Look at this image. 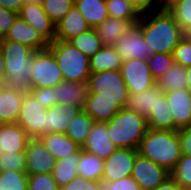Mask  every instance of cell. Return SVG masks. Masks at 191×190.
I'll return each instance as SVG.
<instances>
[{
  "instance_id": "obj_43",
  "label": "cell",
  "mask_w": 191,
  "mask_h": 190,
  "mask_svg": "<svg viewBox=\"0 0 191 190\" xmlns=\"http://www.w3.org/2000/svg\"><path fill=\"white\" fill-rule=\"evenodd\" d=\"M98 184L100 190H142L140 185L131 176L123 177L117 181L101 178Z\"/></svg>"
},
{
  "instance_id": "obj_20",
  "label": "cell",
  "mask_w": 191,
  "mask_h": 190,
  "mask_svg": "<svg viewBox=\"0 0 191 190\" xmlns=\"http://www.w3.org/2000/svg\"><path fill=\"white\" fill-rule=\"evenodd\" d=\"M90 28L85 17L73 5L63 19L55 25V40L69 41Z\"/></svg>"
},
{
  "instance_id": "obj_1",
  "label": "cell",
  "mask_w": 191,
  "mask_h": 190,
  "mask_svg": "<svg viewBox=\"0 0 191 190\" xmlns=\"http://www.w3.org/2000/svg\"><path fill=\"white\" fill-rule=\"evenodd\" d=\"M137 25L148 46L154 49L155 53L172 54L185 36L168 10L144 13Z\"/></svg>"
},
{
  "instance_id": "obj_28",
  "label": "cell",
  "mask_w": 191,
  "mask_h": 190,
  "mask_svg": "<svg viewBox=\"0 0 191 190\" xmlns=\"http://www.w3.org/2000/svg\"><path fill=\"white\" fill-rule=\"evenodd\" d=\"M74 5L91 28L97 27L109 17L106 0H74Z\"/></svg>"
},
{
  "instance_id": "obj_15",
  "label": "cell",
  "mask_w": 191,
  "mask_h": 190,
  "mask_svg": "<svg viewBox=\"0 0 191 190\" xmlns=\"http://www.w3.org/2000/svg\"><path fill=\"white\" fill-rule=\"evenodd\" d=\"M82 149L103 160L118 149L110 139L106 122L93 123Z\"/></svg>"
},
{
  "instance_id": "obj_9",
  "label": "cell",
  "mask_w": 191,
  "mask_h": 190,
  "mask_svg": "<svg viewBox=\"0 0 191 190\" xmlns=\"http://www.w3.org/2000/svg\"><path fill=\"white\" fill-rule=\"evenodd\" d=\"M46 112L47 109L37 102L29 92H26L24 93L21 112L17 122L30 138H40L44 135Z\"/></svg>"
},
{
  "instance_id": "obj_32",
  "label": "cell",
  "mask_w": 191,
  "mask_h": 190,
  "mask_svg": "<svg viewBox=\"0 0 191 190\" xmlns=\"http://www.w3.org/2000/svg\"><path fill=\"white\" fill-rule=\"evenodd\" d=\"M80 159V152L70 154L65 159L57 160L52 171L59 188L68 184L72 179L78 176L77 164Z\"/></svg>"
},
{
  "instance_id": "obj_24",
  "label": "cell",
  "mask_w": 191,
  "mask_h": 190,
  "mask_svg": "<svg viewBox=\"0 0 191 190\" xmlns=\"http://www.w3.org/2000/svg\"><path fill=\"white\" fill-rule=\"evenodd\" d=\"M40 139L56 161L65 159L72 153L81 152L82 149L78 143L74 142L66 134L53 132L42 135Z\"/></svg>"
},
{
  "instance_id": "obj_8",
  "label": "cell",
  "mask_w": 191,
  "mask_h": 190,
  "mask_svg": "<svg viewBox=\"0 0 191 190\" xmlns=\"http://www.w3.org/2000/svg\"><path fill=\"white\" fill-rule=\"evenodd\" d=\"M129 94L146 91L156 84L151 74L147 59H128L120 68Z\"/></svg>"
},
{
  "instance_id": "obj_51",
  "label": "cell",
  "mask_w": 191,
  "mask_h": 190,
  "mask_svg": "<svg viewBox=\"0 0 191 190\" xmlns=\"http://www.w3.org/2000/svg\"><path fill=\"white\" fill-rule=\"evenodd\" d=\"M155 190H182V189L170 176Z\"/></svg>"
},
{
  "instance_id": "obj_6",
  "label": "cell",
  "mask_w": 191,
  "mask_h": 190,
  "mask_svg": "<svg viewBox=\"0 0 191 190\" xmlns=\"http://www.w3.org/2000/svg\"><path fill=\"white\" fill-rule=\"evenodd\" d=\"M87 84L89 93L96 94L97 99L114 100L120 108H125L129 92L120 70L91 73Z\"/></svg>"
},
{
  "instance_id": "obj_49",
  "label": "cell",
  "mask_w": 191,
  "mask_h": 190,
  "mask_svg": "<svg viewBox=\"0 0 191 190\" xmlns=\"http://www.w3.org/2000/svg\"><path fill=\"white\" fill-rule=\"evenodd\" d=\"M141 14L160 10L159 0H130Z\"/></svg>"
},
{
  "instance_id": "obj_11",
  "label": "cell",
  "mask_w": 191,
  "mask_h": 190,
  "mask_svg": "<svg viewBox=\"0 0 191 190\" xmlns=\"http://www.w3.org/2000/svg\"><path fill=\"white\" fill-rule=\"evenodd\" d=\"M113 47L123 61L148 59L155 54V50L148 46L137 24L119 38Z\"/></svg>"
},
{
  "instance_id": "obj_37",
  "label": "cell",
  "mask_w": 191,
  "mask_h": 190,
  "mask_svg": "<svg viewBox=\"0 0 191 190\" xmlns=\"http://www.w3.org/2000/svg\"><path fill=\"white\" fill-rule=\"evenodd\" d=\"M0 190H28L26 171L0 172Z\"/></svg>"
},
{
  "instance_id": "obj_3",
  "label": "cell",
  "mask_w": 191,
  "mask_h": 190,
  "mask_svg": "<svg viewBox=\"0 0 191 190\" xmlns=\"http://www.w3.org/2000/svg\"><path fill=\"white\" fill-rule=\"evenodd\" d=\"M138 153L171 172L182 156L177 131L149 128L141 140Z\"/></svg>"
},
{
  "instance_id": "obj_17",
  "label": "cell",
  "mask_w": 191,
  "mask_h": 190,
  "mask_svg": "<svg viewBox=\"0 0 191 190\" xmlns=\"http://www.w3.org/2000/svg\"><path fill=\"white\" fill-rule=\"evenodd\" d=\"M80 111L81 109L74 105L61 103H57L48 108L44 135L53 132L65 134L69 124H71Z\"/></svg>"
},
{
  "instance_id": "obj_38",
  "label": "cell",
  "mask_w": 191,
  "mask_h": 190,
  "mask_svg": "<svg viewBox=\"0 0 191 190\" xmlns=\"http://www.w3.org/2000/svg\"><path fill=\"white\" fill-rule=\"evenodd\" d=\"M41 5L49 19L56 25L73 7L74 0H43Z\"/></svg>"
},
{
  "instance_id": "obj_23",
  "label": "cell",
  "mask_w": 191,
  "mask_h": 190,
  "mask_svg": "<svg viewBox=\"0 0 191 190\" xmlns=\"http://www.w3.org/2000/svg\"><path fill=\"white\" fill-rule=\"evenodd\" d=\"M88 95L87 83L64 80L56 86V104H71L84 110Z\"/></svg>"
},
{
  "instance_id": "obj_29",
  "label": "cell",
  "mask_w": 191,
  "mask_h": 190,
  "mask_svg": "<svg viewBox=\"0 0 191 190\" xmlns=\"http://www.w3.org/2000/svg\"><path fill=\"white\" fill-rule=\"evenodd\" d=\"M91 73L120 70L123 60L113 46H102L89 60Z\"/></svg>"
},
{
  "instance_id": "obj_30",
  "label": "cell",
  "mask_w": 191,
  "mask_h": 190,
  "mask_svg": "<svg viewBox=\"0 0 191 190\" xmlns=\"http://www.w3.org/2000/svg\"><path fill=\"white\" fill-rule=\"evenodd\" d=\"M186 67L174 62L157 81L156 84L162 92L188 89L186 81Z\"/></svg>"
},
{
  "instance_id": "obj_16",
  "label": "cell",
  "mask_w": 191,
  "mask_h": 190,
  "mask_svg": "<svg viewBox=\"0 0 191 190\" xmlns=\"http://www.w3.org/2000/svg\"><path fill=\"white\" fill-rule=\"evenodd\" d=\"M3 39L25 44L35 51L48 49L49 46V42L19 16Z\"/></svg>"
},
{
  "instance_id": "obj_34",
  "label": "cell",
  "mask_w": 191,
  "mask_h": 190,
  "mask_svg": "<svg viewBox=\"0 0 191 190\" xmlns=\"http://www.w3.org/2000/svg\"><path fill=\"white\" fill-rule=\"evenodd\" d=\"M68 42L89 58L97 53L103 46L94 28H90L88 31L75 36Z\"/></svg>"
},
{
  "instance_id": "obj_33",
  "label": "cell",
  "mask_w": 191,
  "mask_h": 190,
  "mask_svg": "<svg viewBox=\"0 0 191 190\" xmlns=\"http://www.w3.org/2000/svg\"><path fill=\"white\" fill-rule=\"evenodd\" d=\"M94 122L84 110H81L69 124L65 134L82 147Z\"/></svg>"
},
{
  "instance_id": "obj_54",
  "label": "cell",
  "mask_w": 191,
  "mask_h": 190,
  "mask_svg": "<svg viewBox=\"0 0 191 190\" xmlns=\"http://www.w3.org/2000/svg\"><path fill=\"white\" fill-rule=\"evenodd\" d=\"M186 81L188 84V90L191 92V66L186 67Z\"/></svg>"
},
{
  "instance_id": "obj_47",
  "label": "cell",
  "mask_w": 191,
  "mask_h": 190,
  "mask_svg": "<svg viewBox=\"0 0 191 190\" xmlns=\"http://www.w3.org/2000/svg\"><path fill=\"white\" fill-rule=\"evenodd\" d=\"M17 17V12L7 10L0 6V38H3L7 34Z\"/></svg>"
},
{
  "instance_id": "obj_10",
  "label": "cell",
  "mask_w": 191,
  "mask_h": 190,
  "mask_svg": "<svg viewBox=\"0 0 191 190\" xmlns=\"http://www.w3.org/2000/svg\"><path fill=\"white\" fill-rule=\"evenodd\" d=\"M131 177L135 179L142 190H155L170 177V172L138 153Z\"/></svg>"
},
{
  "instance_id": "obj_42",
  "label": "cell",
  "mask_w": 191,
  "mask_h": 190,
  "mask_svg": "<svg viewBox=\"0 0 191 190\" xmlns=\"http://www.w3.org/2000/svg\"><path fill=\"white\" fill-rule=\"evenodd\" d=\"M28 190H60L52 173L28 175Z\"/></svg>"
},
{
  "instance_id": "obj_22",
  "label": "cell",
  "mask_w": 191,
  "mask_h": 190,
  "mask_svg": "<svg viewBox=\"0 0 191 190\" xmlns=\"http://www.w3.org/2000/svg\"><path fill=\"white\" fill-rule=\"evenodd\" d=\"M23 91L0 85V124L17 122L21 112Z\"/></svg>"
},
{
  "instance_id": "obj_12",
  "label": "cell",
  "mask_w": 191,
  "mask_h": 190,
  "mask_svg": "<svg viewBox=\"0 0 191 190\" xmlns=\"http://www.w3.org/2000/svg\"><path fill=\"white\" fill-rule=\"evenodd\" d=\"M27 175L52 173L56 159L40 138H30L25 150Z\"/></svg>"
},
{
  "instance_id": "obj_27",
  "label": "cell",
  "mask_w": 191,
  "mask_h": 190,
  "mask_svg": "<svg viewBox=\"0 0 191 190\" xmlns=\"http://www.w3.org/2000/svg\"><path fill=\"white\" fill-rule=\"evenodd\" d=\"M121 108L114 102V100L97 99L96 94L89 93L84 111L95 121V122H107Z\"/></svg>"
},
{
  "instance_id": "obj_52",
  "label": "cell",
  "mask_w": 191,
  "mask_h": 190,
  "mask_svg": "<svg viewBox=\"0 0 191 190\" xmlns=\"http://www.w3.org/2000/svg\"><path fill=\"white\" fill-rule=\"evenodd\" d=\"M5 60H4V55L2 48L0 46V84H3L5 81Z\"/></svg>"
},
{
  "instance_id": "obj_36",
  "label": "cell",
  "mask_w": 191,
  "mask_h": 190,
  "mask_svg": "<svg viewBox=\"0 0 191 190\" xmlns=\"http://www.w3.org/2000/svg\"><path fill=\"white\" fill-rule=\"evenodd\" d=\"M170 176L182 190H191V156L182 154Z\"/></svg>"
},
{
  "instance_id": "obj_21",
  "label": "cell",
  "mask_w": 191,
  "mask_h": 190,
  "mask_svg": "<svg viewBox=\"0 0 191 190\" xmlns=\"http://www.w3.org/2000/svg\"><path fill=\"white\" fill-rule=\"evenodd\" d=\"M140 19H119L108 17L95 27L103 46H114L117 40L134 27Z\"/></svg>"
},
{
  "instance_id": "obj_5",
  "label": "cell",
  "mask_w": 191,
  "mask_h": 190,
  "mask_svg": "<svg viewBox=\"0 0 191 190\" xmlns=\"http://www.w3.org/2000/svg\"><path fill=\"white\" fill-rule=\"evenodd\" d=\"M48 49L53 53L64 80L87 83L91 74L90 58L68 41L54 40Z\"/></svg>"
},
{
  "instance_id": "obj_25",
  "label": "cell",
  "mask_w": 191,
  "mask_h": 190,
  "mask_svg": "<svg viewBox=\"0 0 191 190\" xmlns=\"http://www.w3.org/2000/svg\"><path fill=\"white\" fill-rule=\"evenodd\" d=\"M162 92L157 84H154L146 91L129 94L125 108L147 118L156 104V98H159Z\"/></svg>"
},
{
  "instance_id": "obj_31",
  "label": "cell",
  "mask_w": 191,
  "mask_h": 190,
  "mask_svg": "<svg viewBox=\"0 0 191 190\" xmlns=\"http://www.w3.org/2000/svg\"><path fill=\"white\" fill-rule=\"evenodd\" d=\"M77 172L82 178L99 181L104 172V160L81 149Z\"/></svg>"
},
{
  "instance_id": "obj_2",
  "label": "cell",
  "mask_w": 191,
  "mask_h": 190,
  "mask_svg": "<svg viewBox=\"0 0 191 190\" xmlns=\"http://www.w3.org/2000/svg\"><path fill=\"white\" fill-rule=\"evenodd\" d=\"M0 46L5 60V81L7 88L23 92L31 90L34 49L17 42L0 38Z\"/></svg>"
},
{
  "instance_id": "obj_50",
  "label": "cell",
  "mask_w": 191,
  "mask_h": 190,
  "mask_svg": "<svg viewBox=\"0 0 191 190\" xmlns=\"http://www.w3.org/2000/svg\"><path fill=\"white\" fill-rule=\"evenodd\" d=\"M24 3V0H0V6L17 13Z\"/></svg>"
},
{
  "instance_id": "obj_56",
  "label": "cell",
  "mask_w": 191,
  "mask_h": 190,
  "mask_svg": "<svg viewBox=\"0 0 191 190\" xmlns=\"http://www.w3.org/2000/svg\"><path fill=\"white\" fill-rule=\"evenodd\" d=\"M185 35H186V36L190 39V41H191V30L188 31Z\"/></svg>"
},
{
  "instance_id": "obj_26",
  "label": "cell",
  "mask_w": 191,
  "mask_h": 190,
  "mask_svg": "<svg viewBox=\"0 0 191 190\" xmlns=\"http://www.w3.org/2000/svg\"><path fill=\"white\" fill-rule=\"evenodd\" d=\"M146 119L150 129L175 131L174 117L171 113L170 104L167 101L165 93L159 98H156L155 107Z\"/></svg>"
},
{
  "instance_id": "obj_7",
  "label": "cell",
  "mask_w": 191,
  "mask_h": 190,
  "mask_svg": "<svg viewBox=\"0 0 191 190\" xmlns=\"http://www.w3.org/2000/svg\"><path fill=\"white\" fill-rule=\"evenodd\" d=\"M31 88L55 87L64 81L58 63L49 49L33 53Z\"/></svg>"
},
{
  "instance_id": "obj_40",
  "label": "cell",
  "mask_w": 191,
  "mask_h": 190,
  "mask_svg": "<svg viewBox=\"0 0 191 190\" xmlns=\"http://www.w3.org/2000/svg\"><path fill=\"white\" fill-rule=\"evenodd\" d=\"M153 78L157 81L174 63L172 54L155 53L147 59Z\"/></svg>"
},
{
  "instance_id": "obj_48",
  "label": "cell",
  "mask_w": 191,
  "mask_h": 190,
  "mask_svg": "<svg viewBox=\"0 0 191 190\" xmlns=\"http://www.w3.org/2000/svg\"><path fill=\"white\" fill-rule=\"evenodd\" d=\"M177 133L182 154L191 156V127L181 128Z\"/></svg>"
},
{
  "instance_id": "obj_13",
  "label": "cell",
  "mask_w": 191,
  "mask_h": 190,
  "mask_svg": "<svg viewBox=\"0 0 191 190\" xmlns=\"http://www.w3.org/2000/svg\"><path fill=\"white\" fill-rule=\"evenodd\" d=\"M138 150L118 148L104 160L102 178L117 181L123 177L131 176Z\"/></svg>"
},
{
  "instance_id": "obj_41",
  "label": "cell",
  "mask_w": 191,
  "mask_h": 190,
  "mask_svg": "<svg viewBox=\"0 0 191 190\" xmlns=\"http://www.w3.org/2000/svg\"><path fill=\"white\" fill-rule=\"evenodd\" d=\"M26 171L25 152L0 153V172Z\"/></svg>"
},
{
  "instance_id": "obj_55",
  "label": "cell",
  "mask_w": 191,
  "mask_h": 190,
  "mask_svg": "<svg viewBox=\"0 0 191 190\" xmlns=\"http://www.w3.org/2000/svg\"><path fill=\"white\" fill-rule=\"evenodd\" d=\"M43 0H24L25 3L41 4Z\"/></svg>"
},
{
  "instance_id": "obj_39",
  "label": "cell",
  "mask_w": 191,
  "mask_h": 190,
  "mask_svg": "<svg viewBox=\"0 0 191 190\" xmlns=\"http://www.w3.org/2000/svg\"><path fill=\"white\" fill-rule=\"evenodd\" d=\"M168 11L185 34L191 30V0H180Z\"/></svg>"
},
{
  "instance_id": "obj_46",
  "label": "cell",
  "mask_w": 191,
  "mask_h": 190,
  "mask_svg": "<svg viewBox=\"0 0 191 190\" xmlns=\"http://www.w3.org/2000/svg\"><path fill=\"white\" fill-rule=\"evenodd\" d=\"M60 190H100L98 181L88 180L77 176L68 184L60 188Z\"/></svg>"
},
{
  "instance_id": "obj_14",
  "label": "cell",
  "mask_w": 191,
  "mask_h": 190,
  "mask_svg": "<svg viewBox=\"0 0 191 190\" xmlns=\"http://www.w3.org/2000/svg\"><path fill=\"white\" fill-rule=\"evenodd\" d=\"M18 16L29 23L49 43L55 40V24L49 19L41 4L24 3Z\"/></svg>"
},
{
  "instance_id": "obj_19",
  "label": "cell",
  "mask_w": 191,
  "mask_h": 190,
  "mask_svg": "<svg viewBox=\"0 0 191 190\" xmlns=\"http://www.w3.org/2000/svg\"><path fill=\"white\" fill-rule=\"evenodd\" d=\"M29 139L18 122L0 124V153L25 152Z\"/></svg>"
},
{
  "instance_id": "obj_45",
  "label": "cell",
  "mask_w": 191,
  "mask_h": 190,
  "mask_svg": "<svg viewBox=\"0 0 191 190\" xmlns=\"http://www.w3.org/2000/svg\"><path fill=\"white\" fill-rule=\"evenodd\" d=\"M29 93L46 109L56 104V86L31 88Z\"/></svg>"
},
{
  "instance_id": "obj_35",
  "label": "cell",
  "mask_w": 191,
  "mask_h": 190,
  "mask_svg": "<svg viewBox=\"0 0 191 190\" xmlns=\"http://www.w3.org/2000/svg\"><path fill=\"white\" fill-rule=\"evenodd\" d=\"M108 15L119 19H140L142 14L130 0H106Z\"/></svg>"
},
{
  "instance_id": "obj_53",
  "label": "cell",
  "mask_w": 191,
  "mask_h": 190,
  "mask_svg": "<svg viewBox=\"0 0 191 190\" xmlns=\"http://www.w3.org/2000/svg\"><path fill=\"white\" fill-rule=\"evenodd\" d=\"M160 1V10H168L172 5L180 0H159Z\"/></svg>"
},
{
  "instance_id": "obj_18",
  "label": "cell",
  "mask_w": 191,
  "mask_h": 190,
  "mask_svg": "<svg viewBox=\"0 0 191 190\" xmlns=\"http://www.w3.org/2000/svg\"><path fill=\"white\" fill-rule=\"evenodd\" d=\"M174 117L175 131L191 127V92L188 89L164 92Z\"/></svg>"
},
{
  "instance_id": "obj_4",
  "label": "cell",
  "mask_w": 191,
  "mask_h": 190,
  "mask_svg": "<svg viewBox=\"0 0 191 190\" xmlns=\"http://www.w3.org/2000/svg\"><path fill=\"white\" fill-rule=\"evenodd\" d=\"M106 124L110 139L117 148L138 150L149 130L145 117L126 108H121Z\"/></svg>"
},
{
  "instance_id": "obj_44",
  "label": "cell",
  "mask_w": 191,
  "mask_h": 190,
  "mask_svg": "<svg viewBox=\"0 0 191 190\" xmlns=\"http://www.w3.org/2000/svg\"><path fill=\"white\" fill-rule=\"evenodd\" d=\"M172 55L174 62L182 65L183 67L191 66V41L186 35L175 47Z\"/></svg>"
}]
</instances>
